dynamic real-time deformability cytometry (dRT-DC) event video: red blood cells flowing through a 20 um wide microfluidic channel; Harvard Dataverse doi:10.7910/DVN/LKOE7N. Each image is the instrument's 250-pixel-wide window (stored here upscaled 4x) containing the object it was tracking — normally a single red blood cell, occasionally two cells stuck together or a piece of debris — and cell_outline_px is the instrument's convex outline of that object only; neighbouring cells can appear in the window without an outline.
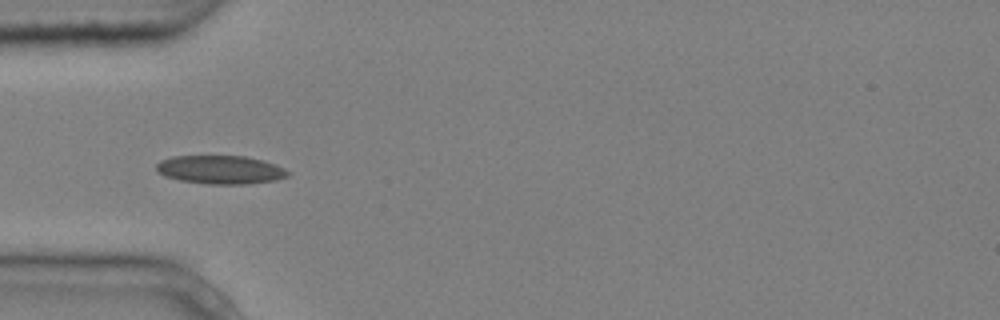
{"species": "common noctule bat (a hibernating species)", "species_latin": "Nyctalus noctula", "temperature_condition": "cold", "stored_images_in_passage": 8, "camera_frame_rate_fps": 3000, "um_per_image_px": 0.085, "animal": {"sex": "male", "body_mass_g": 20.4}, "frame": {"image": 1, "passage_image": 4, "time_ms": 1.0, "image_size_px": [1000, 320], "cell_outline_px": [[292, 172], [288, 176], [276, 180], [248, 184], [204, 184], [180, 180], [164, 176], [156, 172], [156, 164], [160, 160], [172, 156], [244, 156], [260, 160], [284, 168]], "centroid_in_image_um": [18.7, 14.43], "position_along_channel_um": 66.3, "area_um2": 21.91}}
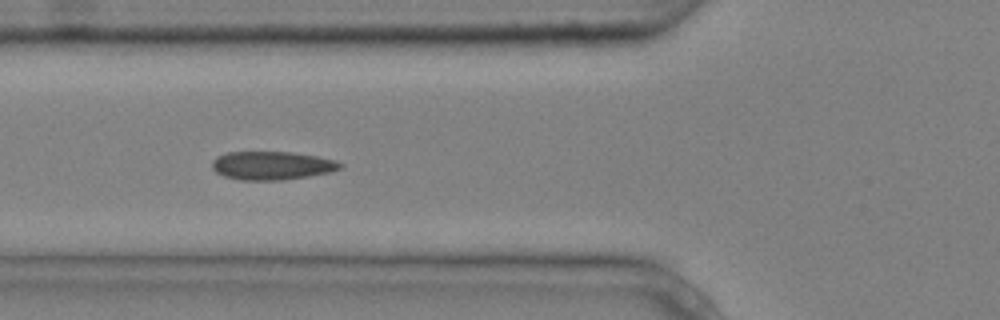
{"frame": {"image": 2, "passage_image": 5, "time_ms": 1.333, "image_size_px": [1000, 320], "cell_outline_px": [[344, 164], [340, 168], [328, 172], [308, 176], [280, 180], [240, 180], [224, 176], [216, 172], [212, 168], [212, 160], [216, 156], [224, 152], [292, 152], [316, 156], [336, 160]], "centroid_in_image_um": [23.07, 14.06], "position_along_channel_um": 102.7, "area_um2": 21.21}}
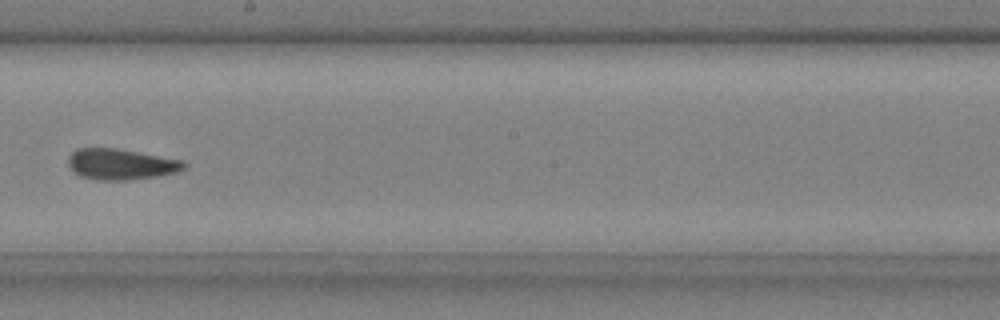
{"frame": {"image": 3, "passage_image": 8, "time_ms": 2.333, "image_size_px": [1000, 320], "cell_outline_px": [[188, 164], [184, 168], [176, 172], [156, 176], [128, 180], [100, 180], [80, 176], [72, 172], [68, 164], [68, 156], [76, 148], [116, 148], [184, 160]], "centroid_in_image_um": [10.26, 13.95], "position_along_channel_um": 237.9, "area_um2": 20.92}}